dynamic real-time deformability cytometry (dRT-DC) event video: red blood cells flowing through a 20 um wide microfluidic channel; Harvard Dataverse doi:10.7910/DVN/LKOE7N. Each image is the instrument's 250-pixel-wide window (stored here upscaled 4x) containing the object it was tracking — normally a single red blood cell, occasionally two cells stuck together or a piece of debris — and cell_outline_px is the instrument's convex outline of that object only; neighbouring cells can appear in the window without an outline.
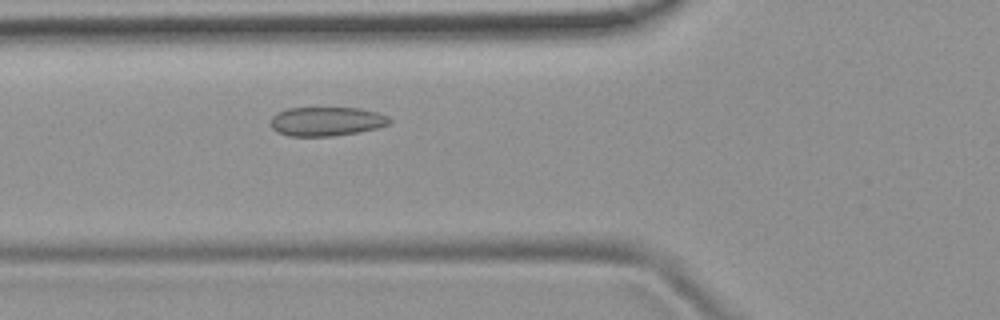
{"species": "common noctule bat (a hibernating species)", "species_latin": "Nyctalus noctula", "temperature_condition": "room temperature", "stored_images_in_passage": 2, "camera_frame_rate_fps": 3000, "um_per_image_px": 0.085, "animal": {"sex": "female", "body_mass_g": 19.9}, "frame": {"image": 1, "passage_image": 2, "time_ms": 1.0, "image_size_px": [1000, 320], "cell_outline_px": [[392, 120], [388, 124], [376, 128], [360, 132], [332, 136], [288, 136], [276, 132], [268, 124], [272, 116], [276, 112], [288, 108], [360, 108], [376, 112], [388, 116]], "centroid_in_image_um": [27.7, 10.32], "position_along_channel_um": 98.1, "area_um2": 20.35}}